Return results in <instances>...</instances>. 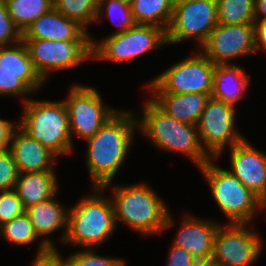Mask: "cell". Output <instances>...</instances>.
Masks as SVG:
<instances>
[{
  "instance_id": "cell-1",
  "label": "cell",
  "mask_w": 266,
  "mask_h": 266,
  "mask_svg": "<svg viewBox=\"0 0 266 266\" xmlns=\"http://www.w3.org/2000/svg\"><path fill=\"white\" fill-rule=\"evenodd\" d=\"M132 111L118 110L96 132L85 140L87 170L93 187L110 188L132 149L137 116Z\"/></svg>"
},
{
  "instance_id": "cell-2",
  "label": "cell",
  "mask_w": 266,
  "mask_h": 266,
  "mask_svg": "<svg viewBox=\"0 0 266 266\" xmlns=\"http://www.w3.org/2000/svg\"><path fill=\"white\" fill-rule=\"evenodd\" d=\"M111 188L109 197L116 225L123 223L143 236L159 235L174 225L168 206L148 184L112 185Z\"/></svg>"
},
{
  "instance_id": "cell-3",
  "label": "cell",
  "mask_w": 266,
  "mask_h": 266,
  "mask_svg": "<svg viewBox=\"0 0 266 266\" xmlns=\"http://www.w3.org/2000/svg\"><path fill=\"white\" fill-rule=\"evenodd\" d=\"M92 192L69 207L67 231L63 244L83 249L96 248L117 229L114 206L102 187H92Z\"/></svg>"
},
{
  "instance_id": "cell-4",
  "label": "cell",
  "mask_w": 266,
  "mask_h": 266,
  "mask_svg": "<svg viewBox=\"0 0 266 266\" xmlns=\"http://www.w3.org/2000/svg\"><path fill=\"white\" fill-rule=\"evenodd\" d=\"M142 109L143 115L137 118V128L158 149L180 152L198 168L211 159L200 143L196 126L167 115L150 98Z\"/></svg>"
},
{
  "instance_id": "cell-5",
  "label": "cell",
  "mask_w": 266,
  "mask_h": 266,
  "mask_svg": "<svg viewBox=\"0 0 266 266\" xmlns=\"http://www.w3.org/2000/svg\"><path fill=\"white\" fill-rule=\"evenodd\" d=\"M18 126L45 148L59 156L74 152V141L69 130L68 112L62 100H33L23 105Z\"/></svg>"
},
{
  "instance_id": "cell-6",
  "label": "cell",
  "mask_w": 266,
  "mask_h": 266,
  "mask_svg": "<svg viewBox=\"0 0 266 266\" xmlns=\"http://www.w3.org/2000/svg\"><path fill=\"white\" fill-rule=\"evenodd\" d=\"M211 158L200 171L208 181L212 199L229 220L228 223H250L261 210V199L245 187L228 168H221Z\"/></svg>"
},
{
  "instance_id": "cell-7",
  "label": "cell",
  "mask_w": 266,
  "mask_h": 266,
  "mask_svg": "<svg viewBox=\"0 0 266 266\" xmlns=\"http://www.w3.org/2000/svg\"><path fill=\"white\" fill-rule=\"evenodd\" d=\"M92 60L124 62L167 45L166 31L156 25L136 24L121 34L94 41L89 33ZM152 50V51H151Z\"/></svg>"
},
{
  "instance_id": "cell-8",
  "label": "cell",
  "mask_w": 266,
  "mask_h": 266,
  "mask_svg": "<svg viewBox=\"0 0 266 266\" xmlns=\"http://www.w3.org/2000/svg\"><path fill=\"white\" fill-rule=\"evenodd\" d=\"M215 64L200 50L165 69L148 82L151 93L211 94Z\"/></svg>"
},
{
  "instance_id": "cell-9",
  "label": "cell",
  "mask_w": 266,
  "mask_h": 266,
  "mask_svg": "<svg viewBox=\"0 0 266 266\" xmlns=\"http://www.w3.org/2000/svg\"><path fill=\"white\" fill-rule=\"evenodd\" d=\"M217 24V0H186L176 3L166 29L167 45L192 37L198 41L197 46L200 48Z\"/></svg>"
},
{
  "instance_id": "cell-10",
  "label": "cell",
  "mask_w": 266,
  "mask_h": 266,
  "mask_svg": "<svg viewBox=\"0 0 266 266\" xmlns=\"http://www.w3.org/2000/svg\"><path fill=\"white\" fill-rule=\"evenodd\" d=\"M37 73L46 82L51 73L73 69L92 59L90 41L22 39Z\"/></svg>"
},
{
  "instance_id": "cell-11",
  "label": "cell",
  "mask_w": 266,
  "mask_h": 266,
  "mask_svg": "<svg viewBox=\"0 0 266 266\" xmlns=\"http://www.w3.org/2000/svg\"><path fill=\"white\" fill-rule=\"evenodd\" d=\"M67 98L63 99L69 121V130L73 136L84 141L93 137L96 132L118 110L106 106L96 88L75 84L70 87Z\"/></svg>"
},
{
  "instance_id": "cell-12",
  "label": "cell",
  "mask_w": 266,
  "mask_h": 266,
  "mask_svg": "<svg viewBox=\"0 0 266 266\" xmlns=\"http://www.w3.org/2000/svg\"><path fill=\"white\" fill-rule=\"evenodd\" d=\"M236 107L212 98L208 99L196 125L199 140L211 158H219L229 148L245 137L235 129Z\"/></svg>"
},
{
  "instance_id": "cell-13",
  "label": "cell",
  "mask_w": 266,
  "mask_h": 266,
  "mask_svg": "<svg viewBox=\"0 0 266 266\" xmlns=\"http://www.w3.org/2000/svg\"><path fill=\"white\" fill-rule=\"evenodd\" d=\"M248 223L219 225L212 259L223 266H252L264 250L262 237Z\"/></svg>"
},
{
  "instance_id": "cell-14",
  "label": "cell",
  "mask_w": 266,
  "mask_h": 266,
  "mask_svg": "<svg viewBox=\"0 0 266 266\" xmlns=\"http://www.w3.org/2000/svg\"><path fill=\"white\" fill-rule=\"evenodd\" d=\"M215 65H228L242 56L256 54L254 24H217L198 48ZM232 60V61H231Z\"/></svg>"
},
{
  "instance_id": "cell-15",
  "label": "cell",
  "mask_w": 266,
  "mask_h": 266,
  "mask_svg": "<svg viewBox=\"0 0 266 266\" xmlns=\"http://www.w3.org/2000/svg\"><path fill=\"white\" fill-rule=\"evenodd\" d=\"M230 150V169L260 199L266 194V154L244 138Z\"/></svg>"
},
{
  "instance_id": "cell-16",
  "label": "cell",
  "mask_w": 266,
  "mask_h": 266,
  "mask_svg": "<svg viewBox=\"0 0 266 266\" xmlns=\"http://www.w3.org/2000/svg\"><path fill=\"white\" fill-rule=\"evenodd\" d=\"M219 225L214 220L200 219L185 213L172 245L184 248L198 261L212 259Z\"/></svg>"
},
{
  "instance_id": "cell-17",
  "label": "cell",
  "mask_w": 266,
  "mask_h": 266,
  "mask_svg": "<svg viewBox=\"0 0 266 266\" xmlns=\"http://www.w3.org/2000/svg\"><path fill=\"white\" fill-rule=\"evenodd\" d=\"M61 204L56 194L46 201L29 206L25 209V213L29 217L36 234L42 239L41 241L39 240L40 245H38L39 248L37 253L44 252L49 248H56L55 241L47 238V236H50L61 228L63 229V234L60 240L62 243L64 242L69 209L64 208Z\"/></svg>"
},
{
  "instance_id": "cell-18",
  "label": "cell",
  "mask_w": 266,
  "mask_h": 266,
  "mask_svg": "<svg viewBox=\"0 0 266 266\" xmlns=\"http://www.w3.org/2000/svg\"><path fill=\"white\" fill-rule=\"evenodd\" d=\"M9 150L19 174L45 172L56 168L54 165L58 157L19 126L12 134Z\"/></svg>"
},
{
  "instance_id": "cell-19",
  "label": "cell",
  "mask_w": 266,
  "mask_h": 266,
  "mask_svg": "<svg viewBox=\"0 0 266 266\" xmlns=\"http://www.w3.org/2000/svg\"><path fill=\"white\" fill-rule=\"evenodd\" d=\"M22 39L90 41L88 30L54 8L35 20L22 34Z\"/></svg>"
},
{
  "instance_id": "cell-20",
  "label": "cell",
  "mask_w": 266,
  "mask_h": 266,
  "mask_svg": "<svg viewBox=\"0 0 266 266\" xmlns=\"http://www.w3.org/2000/svg\"><path fill=\"white\" fill-rule=\"evenodd\" d=\"M151 100L167 115L196 126L211 94L152 93Z\"/></svg>"
},
{
  "instance_id": "cell-21",
  "label": "cell",
  "mask_w": 266,
  "mask_h": 266,
  "mask_svg": "<svg viewBox=\"0 0 266 266\" xmlns=\"http://www.w3.org/2000/svg\"><path fill=\"white\" fill-rule=\"evenodd\" d=\"M250 81L249 75L240 66L216 65L211 97L236 107L246 96Z\"/></svg>"
},
{
  "instance_id": "cell-22",
  "label": "cell",
  "mask_w": 266,
  "mask_h": 266,
  "mask_svg": "<svg viewBox=\"0 0 266 266\" xmlns=\"http://www.w3.org/2000/svg\"><path fill=\"white\" fill-rule=\"evenodd\" d=\"M55 170L19 174L14 190L24 208L54 197L58 192Z\"/></svg>"
},
{
  "instance_id": "cell-23",
  "label": "cell",
  "mask_w": 266,
  "mask_h": 266,
  "mask_svg": "<svg viewBox=\"0 0 266 266\" xmlns=\"http://www.w3.org/2000/svg\"><path fill=\"white\" fill-rule=\"evenodd\" d=\"M46 83L37 71H9L0 66V95L23 97L27 102V96L35 94ZM32 93V94H31Z\"/></svg>"
},
{
  "instance_id": "cell-24",
  "label": "cell",
  "mask_w": 266,
  "mask_h": 266,
  "mask_svg": "<svg viewBox=\"0 0 266 266\" xmlns=\"http://www.w3.org/2000/svg\"><path fill=\"white\" fill-rule=\"evenodd\" d=\"M130 5L136 24L156 25L166 31L174 8L172 0H134Z\"/></svg>"
},
{
  "instance_id": "cell-25",
  "label": "cell",
  "mask_w": 266,
  "mask_h": 266,
  "mask_svg": "<svg viewBox=\"0 0 266 266\" xmlns=\"http://www.w3.org/2000/svg\"><path fill=\"white\" fill-rule=\"evenodd\" d=\"M15 27L23 34L41 15L53 8V0H4Z\"/></svg>"
},
{
  "instance_id": "cell-26",
  "label": "cell",
  "mask_w": 266,
  "mask_h": 266,
  "mask_svg": "<svg viewBox=\"0 0 266 266\" xmlns=\"http://www.w3.org/2000/svg\"><path fill=\"white\" fill-rule=\"evenodd\" d=\"M53 8L87 30L96 22L98 0H53Z\"/></svg>"
},
{
  "instance_id": "cell-27",
  "label": "cell",
  "mask_w": 266,
  "mask_h": 266,
  "mask_svg": "<svg viewBox=\"0 0 266 266\" xmlns=\"http://www.w3.org/2000/svg\"><path fill=\"white\" fill-rule=\"evenodd\" d=\"M255 0H217L218 23H254Z\"/></svg>"
},
{
  "instance_id": "cell-28",
  "label": "cell",
  "mask_w": 266,
  "mask_h": 266,
  "mask_svg": "<svg viewBox=\"0 0 266 266\" xmlns=\"http://www.w3.org/2000/svg\"><path fill=\"white\" fill-rule=\"evenodd\" d=\"M104 17L119 28L111 35L121 34L136 25L131 5L122 0H98L96 22Z\"/></svg>"
},
{
  "instance_id": "cell-29",
  "label": "cell",
  "mask_w": 266,
  "mask_h": 266,
  "mask_svg": "<svg viewBox=\"0 0 266 266\" xmlns=\"http://www.w3.org/2000/svg\"><path fill=\"white\" fill-rule=\"evenodd\" d=\"M0 236L5 238L10 244L29 245L39 240L34 227L24 212L23 214L13 218L0 226Z\"/></svg>"
},
{
  "instance_id": "cell-30",
  "label": "cell",
  "mask_w": 266,
  "mask_h": 266,
  "mask_svg": "<svg viewBox=\"0 0 266 266\" xmlns=\"http://www.w3.org/2000/svg\"><path fill=\"white\" fill-rule=\"evenodd\" d=\"M0 66L9 71H36L23 41L0 47Z\"/></svg>"
},
{
  "instance_id": "cell-31",
  "label": "cell",
  "mask_w": 266,
  "mask_h": 266,
  "mask_svg": "<svg viewBox=\"0 0 266 266\" xmlns=\"http://www.w3.org/2000/svg\"><path fill=\"white\" fill-rule=\"evenodd\" d=\"M66 266H126L123 258L98 255L93 248L70 254L65 258Z\"/></svg>"
},
{
  "instance_id": "cell-32",
  "label": "cell",
  "mask_w": 266,
  "mask_h": 266,
  "mask_svg": "<svg viewBox=\"0 0 266 266\" xmlns=\"http://www.w3.org/2000/svg\"><path fill=\"white\" fill-rule=\"evenodd\" d=\"M25 208L16 191H0V226L23 214Z\"/></svg>"
},
{
  "instance_id": "cell-33",
  "label": "cell",
  "mask_w": 266,
  "mask_h": 266,
  "mask_svg": "<svg viewBox=\"0 0 266 266\" xmlns=\"http://www.w3.org/2000/svg\"><path fill=\"white\" fill-rule=\"evenodd\" d=\"M19 172L9 149L0 152V191L13 190Z\"/></svg>"
},
{
  "instance_id": "cell-34",
  "label": "cell",
  "mask_w": 266,
  "mask_h": 266,
  "mask_svg": "<svg viewBox=\"0 0 266 266\" xmlns=\"http://www.w3.org/2000/svg\"><path fill=\"white\" fill-rule=\"evenodd\" d=\"M21 40L22 34L9 16L5 1L0 0V47L10 46Z\"/></svg>"
},
{
  "instance_id": "cell-35",
  "label": "cell",
  "mask_w": 266,
  "mask_h": 266,
  "mask_svg": "<svg viewBox=\"0 0 266 266\" xmlns=\"http://www.w3.org/2000/svg\"><path fill=\"white\" fill-rule=\"evenodd\" d=\"M167 266H196L198 260L182 247L171 245Z\"/></svg>"
},
{
  "instance_id": "cell-36",
  "label": "cell",
  "mask_w": 266,
  "mask_h": 266,
  "mask_svg": "<svg viewBox=\"0 0 266 266\" xmlns=\"http://www.w3.org/2000/svg\"><path fill=\"white\" fill-rule=\"evenodd\" d=\"M36 255L31 266H66V260L58 248H49L44 252L36 253Z\"/></svg>"
},
{
  "instance_id": "cell-37",
  "label": "cell",
  "mask_w": 266,
  "mask_h": 266,
  "mask_svg": "<svg viewBox=\"0 0 266 266\" xmlns=\"http://www.w3.org/2000/svg\"><path fill=\"white\" fill-rule=\"evenodd\" d=\"M17 127L18 124L0 118V152L9 149L12 134Z\"/></svg>"
},
{
  "instance_id": "cell-38",
  "label": "cell",
  "mask_w": 266,
  "mask_h": 266,
  "mask_svg": "<svg viewBox=\"0 0 266 266\" xmlns=\"http://www.w3.org/2000/svg\"><path fill=\"white\" fill-rule=\"evenodd\" d=\"M254 40L256 53L266 51V20L254 21Z\"/></svg>"
},
{
  "instance_id": "cell-39",
  "label": "cell",
  "mask_w": 266,
  "mask_h": 266,
  "mask_svg": "<svg viewBox=\"0 0 266 266\" xmlns=\"http://www.w3.org/2000/svg\"><path fill=\"white\" fill-rule=\"evenodd\" d=\"M266 20V0H255L254 21Z\"/></svg>"
},
{
  "instance_id": "cell-40",
  "label": "cell",
  "mask_w": 266,
  "mask_h": 266,
  "mask_svg": "<svg viewBox=\"0 0 266 266\" xmlns=\"http://www.w3.org/2000/svg\"><path fill=\"white\" fill-rule=\"evenodd\" d=\"M196 266H223V265L213 259H207V260L198 261Z\"/></svg>"
},
{
  "instance_id": "cell-41",
  "label": "cell",
  "mask_w": 266,
  "mask_h": 266,
  "mask_svg": "<svg viewBox=\"0 0 266 266\" xmlns=\"http://www.w3.org/2000/svg\"><path fill=\"white\" fill-rule=\"evenodd\" d=\"M264 208H265L264 211H266V194L261 199V210H263Z\"/></svg>"
},
{
  "instance_id": "cell-42",
  "label": "cell",
  "mask_w": 266,
  "mask_h": 266,
  "mask_svg": "<svg viewBox=\"0 0 266 266\" xmlns=\"http://www.w3.org/2000/svg\"><path fill=\"white\" fill-rule=\"evenodd\" d=\"M174 4L182 2V1H186V0H172Z\"/></svg>"
},
{
  "instance_id": "cell-43",
  "label": "cell",
  "mask_w": 266,
  "mask_h": 266,
  "mask_svg": "<svg viewBox=\"0 0 266 266\" xmlns=\"http://www.w3.org/2000/svg\"><path fill=\"white\" fill-rule=\"evenodd\" d=\"M123 2H126L128 4H131L134 0H122Z\"/></svg>"
}]
</instances>
